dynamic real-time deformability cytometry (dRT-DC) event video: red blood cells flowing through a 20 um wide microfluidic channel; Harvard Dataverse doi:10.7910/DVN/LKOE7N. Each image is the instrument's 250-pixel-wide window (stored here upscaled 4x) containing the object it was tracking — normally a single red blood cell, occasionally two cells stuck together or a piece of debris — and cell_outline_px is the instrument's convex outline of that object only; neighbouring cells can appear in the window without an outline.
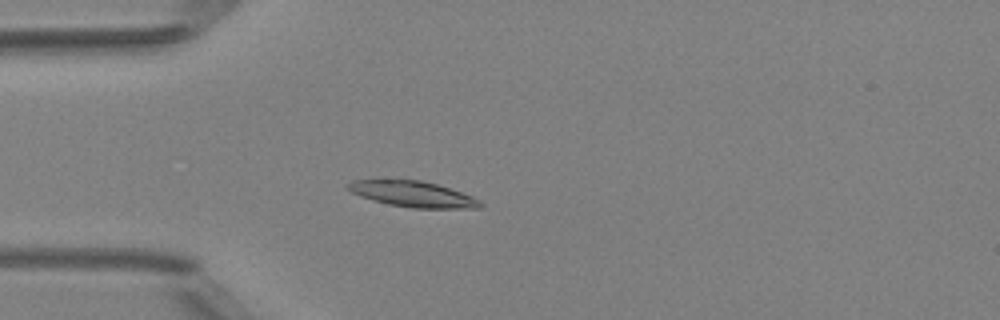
{"species": "Egyptian fruit bat (a non-hibernating species)", "species_latin": "Rousettus aegyptiacus", "temperature_condition": "room temperature", "stored_images_in_passage": 3, "camera_frame_rate_fps": 3000, "um_per_image_px": 0.085, "animal": {"sex": "female"}, "frame": {"image": 1, "passage_image": 3, "time_ms": 3.0, "image_size_px": [1000, 320], "cell_outline_px": [[484, 204], [480, 208], [412, 208], [388, 204], [372, 200], [360, 196], [344, 188], [344, 184], [352, 180], [420, 180], [436, 184], [472, 196], [480, 200]], "centroid_in_image_um": [35.05, 16.5], "position_along_channel_um": 50.0, "area_um2": 19.88}}